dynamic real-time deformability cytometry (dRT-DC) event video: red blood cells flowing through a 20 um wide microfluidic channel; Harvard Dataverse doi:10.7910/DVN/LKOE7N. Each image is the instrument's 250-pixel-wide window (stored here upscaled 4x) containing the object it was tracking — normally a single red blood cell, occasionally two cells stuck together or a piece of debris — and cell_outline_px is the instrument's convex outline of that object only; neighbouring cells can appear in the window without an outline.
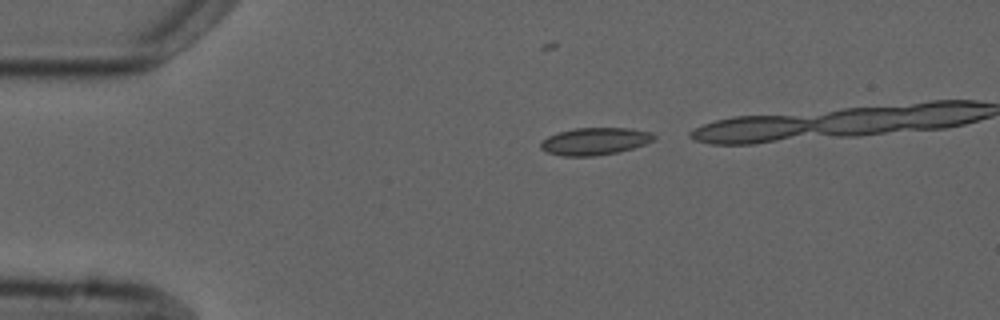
{"species": "common noctule bat (a hibernating species)", "species_latin": "Nyctalus noctula", "temperature_condition": "cold", "stored_images_in_passage": 4, "camera_frame_rate_fps": 3000, "um_per_image_px": 0.085, "animal": {"sex": "male", "forearm_length_mm": 52.5}, "frame": {"image": 1, "passage_image": 1, "time_ms": 0.0, "image_size_px": [1000, 320], "cell_outline_px": [[656, 140], [620, 152], [596, 156], [560, 156], [544, 152], [540, 148], [540, 144], [548, 136], [572, 128], [632, 128], [652, 132], [656, 136]], "centroid_in_image_um": [50.58, 12.01], "position_along_channel_um": 34.4, "area_um2": 18.26}}